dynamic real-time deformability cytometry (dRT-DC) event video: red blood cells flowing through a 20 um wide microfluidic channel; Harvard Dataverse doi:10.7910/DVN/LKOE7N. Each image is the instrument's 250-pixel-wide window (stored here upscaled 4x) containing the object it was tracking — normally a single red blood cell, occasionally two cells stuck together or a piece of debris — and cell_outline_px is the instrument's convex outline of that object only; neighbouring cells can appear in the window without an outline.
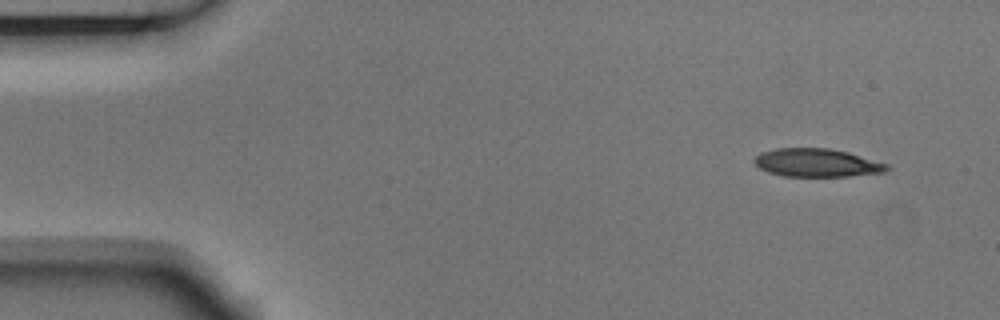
{"species": "Egyptian fruit bat (a non-hibernating species)", "species_latin": "Rousettus aegyptiacus", "temperature_condition": "room temperature", "stored_images_in_passage": 4, "camera_frame_rate_fps": 3000, "um_per_image_px": 0.085, "animal": {"sex": "male"}, "frame": {"image": 1, "passage_image": 1, "time_ms": 0.0, "image_size_px": [1000, 320], "cell_outline_px": [[892, 168], [884, 172], [848, 176], [784, 176], [768, 172], [760, 168], [752, 160], [760, 152], [776, 148], [828, 148], [848, 152], [888, 164]], "centroid_in_image_um": [69.43, 13.83], "position_along_channel_um": 15.6, "area_um2": 21.79}}
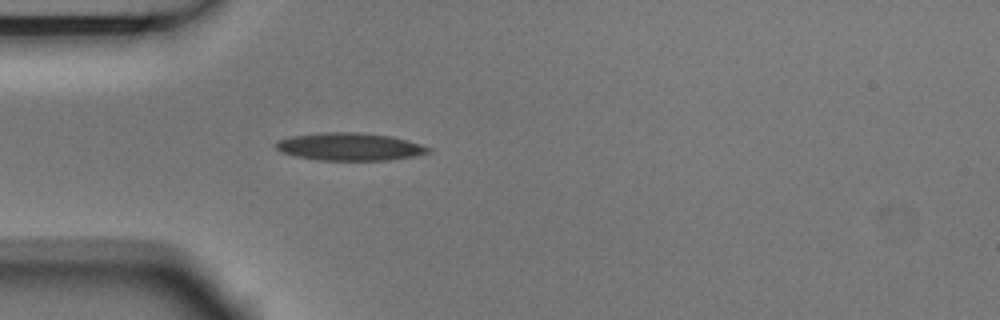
{"frame": {"image": 2, "passage_image": 4, "time_ms": 1.0, "image_size_px": [1000, 320], "cell_outline_px": [[432, 152], [416, 156], [388, 160], [320, 160], [296, 156], [280, 152], [276, 148], [276, 144], [280, 140], [292, 136], [320, 132], [356, 132], [388, 136], [408, 140], [432, 148]], "centroid_in_image_um": [29.76, 12.47], "position_along_channel_um": 55.2, "area_um2": 24.51}}